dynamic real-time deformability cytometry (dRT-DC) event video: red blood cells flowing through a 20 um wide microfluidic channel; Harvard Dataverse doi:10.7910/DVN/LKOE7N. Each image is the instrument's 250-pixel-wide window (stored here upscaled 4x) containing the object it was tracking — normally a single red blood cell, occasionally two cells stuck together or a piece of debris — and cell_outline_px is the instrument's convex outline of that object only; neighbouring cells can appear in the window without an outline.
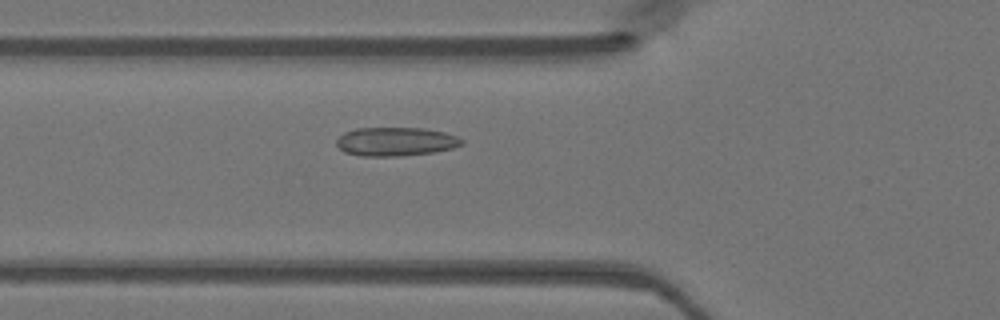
{"species": "Egyptian fruit bat (a non-hibernating species)", "species_latin": "Rousettus aegyptiacus", "temperature_condition": "warm", "stored_images_in_passage": 37, "camera_frame_rate_fps": 3000, "um_per_image_px": 0.085, "animal": {"sex": "female"}, "frame": {"image": 1, "passage_image": 6, "time_ms": 1.667, "image_size_px": [1000, 320], "cell_outline_px": [[464, 144], [452, 148], [432, 152], [400, 156], [360, 156], [344, 152], [336, 144], [336, 140], [344, 132], [356, 128], [424, 128], [444, 132], [456, 136], [464, 140]], "centroid_in_image_um": [33.62, 12.03], "position_along_channel_um": 92.2, "area_um2": 20.98}}
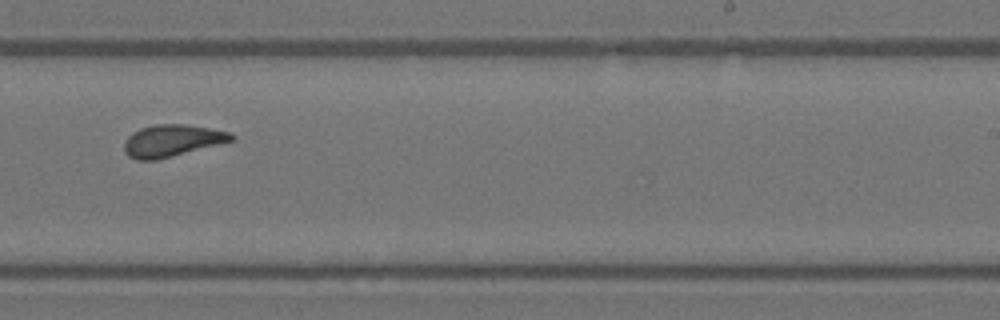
{"frame": {"image": 2, "passage_image": 19, "time_ms": 6.0, "image_size_px": [1000, 320], "cell_outline_px": [[236, 140], [156, 160], [136, 160], [128, 156], [124, 152], [124, 144], [128, 136], [132, 132], [140, 128], [156, 124], [188, 124], [232, 132], [236, 136]], "centroid_in_image_um": [14.65, 11.95], "position_along_channel_um": 274.4, "area_um2": 20.17}}
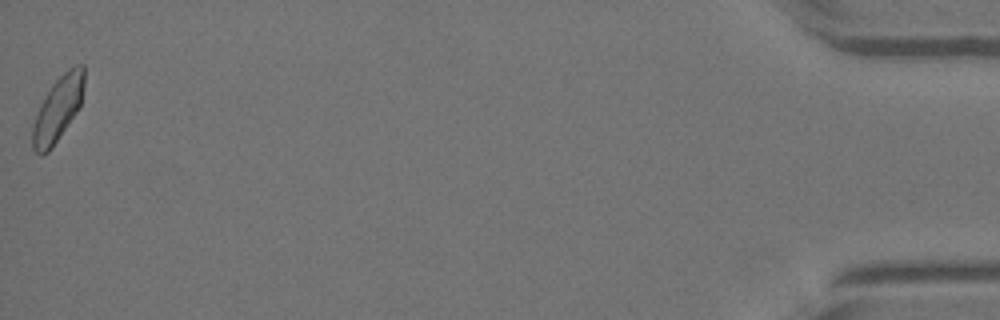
{"frame": {"image": 3, "passage_image": 37, "time_ms": 12.0, "image_size_px": [1000, 320], "cell_outline_px": [[84, 88], [80, 104], [76, 112], [48, 152], [40, 156], [32, 148], [32, 124], [40, 104], [52, 84], [68, 68], [76, 64], [84, 64]], "centroid_in_image_um": [4.91, 9.23], "position_along_channel_um": 430.3, "area_um2": 19.25}}